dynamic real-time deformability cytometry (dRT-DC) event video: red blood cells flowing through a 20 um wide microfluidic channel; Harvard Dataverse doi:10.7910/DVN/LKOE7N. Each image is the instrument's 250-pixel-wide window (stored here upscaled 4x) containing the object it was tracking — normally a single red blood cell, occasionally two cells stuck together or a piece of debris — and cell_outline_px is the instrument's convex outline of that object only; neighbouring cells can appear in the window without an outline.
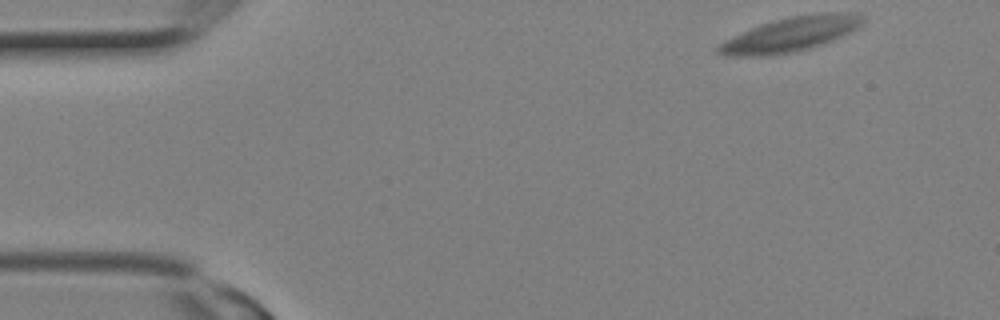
{"species": "Egyptian fruit bat (a non-hibernating species)", "species_latin": "Rousettus aegyptiacus", "temperature_condition": "room temperature", "stored_images_in_passage": 3, "camera_frame_rate_fps": 3000, "um_per_image_px": 0.085, "animal": {"sex": "female"}, "frame": {"image": 1, "passage_image": 1, "time_ms": 0.0, "image_size_px": [1000, 320], "cell_outline_px": [[864, 20], [856, 28], [844, 36], [808, 48], [792, 52], [768, 56], [724, 56], [716, 52], [716, 48], [724, 40], [752, 28], [776, 20], [792, 16], [832, 12], [844, 12], [864, 16]], "centroid_in_image_um": [67.17, 2.94], "position_along_channel_um": 17.8, "area_um2": 28.38}}